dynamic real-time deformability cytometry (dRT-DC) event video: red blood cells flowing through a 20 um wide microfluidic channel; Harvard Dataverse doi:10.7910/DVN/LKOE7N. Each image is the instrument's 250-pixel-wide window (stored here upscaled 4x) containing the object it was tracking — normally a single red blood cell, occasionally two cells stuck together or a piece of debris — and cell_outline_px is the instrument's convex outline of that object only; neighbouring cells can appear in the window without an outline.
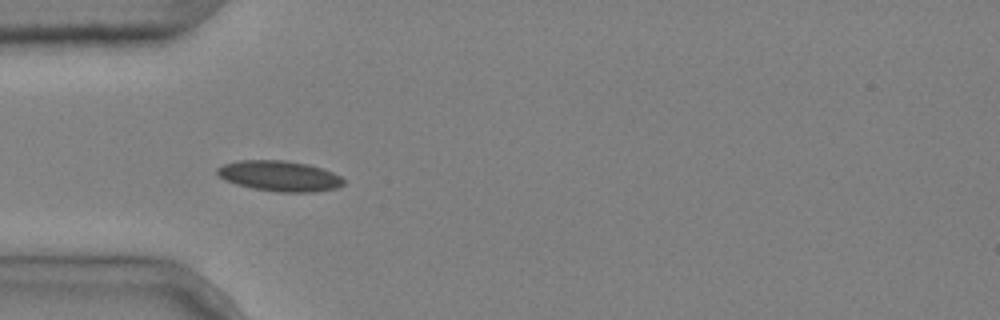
{"species": "common noctule bat (a hibernating species)", "species_latin": "Nyctalus noctula", "temperature_condition": "cold", "stored_images_in_passage": 5, "camera_frame_rate_fps": 3000, "um_per_image_px": 0.085, "animal": {"sex": "male", "body_mass_g": 20.4}, "frame": {"image": 1, "passage_image": 4, "time_ms": 1.0, "image_size_px": [1000, 320], "cell_outline_px": [[344, 184], [336, 188], [316, 192], [276, 192], [252, 188], [236, 184], [224, 180], [216, 172], [216, 168], [224, 164], [240, 160], [284, 160], [308, 164], [332, 172], [340, 176], [344, 180]], "centroid_in_image_um": [23.75, 14.96], "position_along_channel_um": 61.3, "area_um2": 22.48}}